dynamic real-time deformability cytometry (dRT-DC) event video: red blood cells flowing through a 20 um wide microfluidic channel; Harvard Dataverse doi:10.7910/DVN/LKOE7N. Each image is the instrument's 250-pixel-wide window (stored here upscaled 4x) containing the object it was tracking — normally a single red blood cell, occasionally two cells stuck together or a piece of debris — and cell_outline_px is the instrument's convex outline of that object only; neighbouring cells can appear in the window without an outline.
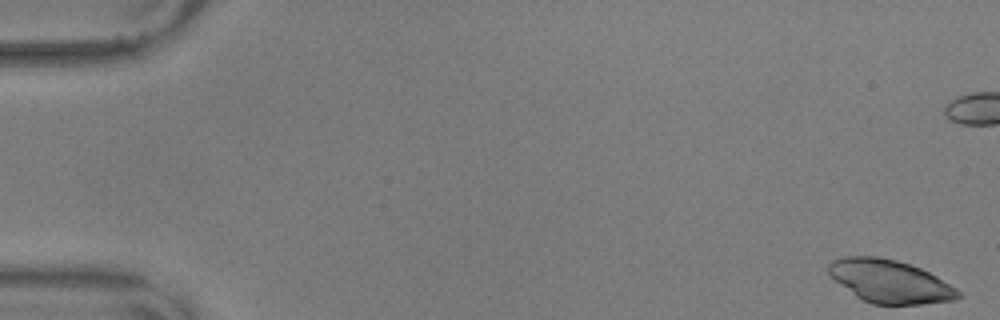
{"species": "common noctule bat (a hibernating species)", "species_latin": "Nyctalus noctula", "temperature_condition": "warm", "stored_images_in_passage": 57, "camera_frame_rate_fps": 3000, "um_per_image_px": 0.085, "animal": {"sex": "male", "body_mass_g": 17.9, "forearm_length_mm": 54.2}, "frame": {"image": 1, "passage_image": 1, "time_ms": 0.0, "image_size_px": [1000, 320], "cell_outline_px": [[964, 296], [956, 300], [920, 304], [872, 304], [856, 296], [836, 280], [828, 272], [828, 264], [832, 260], [844, 256], [876, 256], [896, 260], [920, 268], [936, 276], [956, 288]], "centroid_in_image_um": [75.66, 23.91], "position_along_channel_um": 9.3, "area_um2": 32.19}}